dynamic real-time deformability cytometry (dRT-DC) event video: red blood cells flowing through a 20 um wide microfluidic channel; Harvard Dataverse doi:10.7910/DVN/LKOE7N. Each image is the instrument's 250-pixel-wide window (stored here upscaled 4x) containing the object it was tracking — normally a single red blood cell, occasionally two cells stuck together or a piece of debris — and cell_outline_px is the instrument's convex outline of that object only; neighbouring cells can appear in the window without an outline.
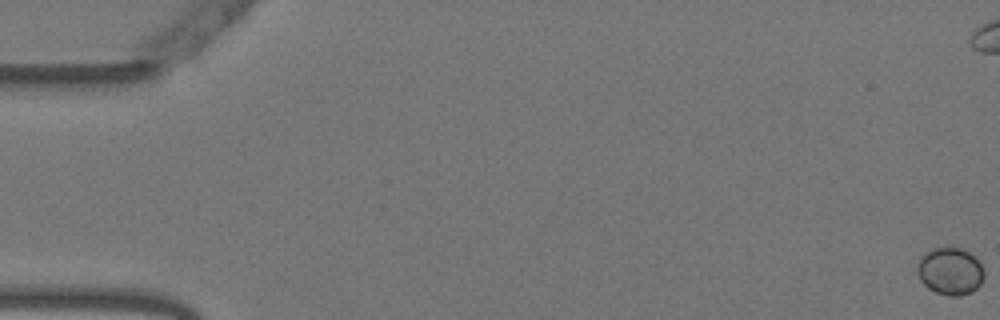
{"species": "Egyptian fruit bat (a non-hibernating species)", "species_latin": "Rousettus aegyptiacus", "temperature_condition": "warm", "stored_images_in_passage": 11, "camera_frame_rate_fps": 3000, "um_per_image_px": 0.085, "animal": {"sex": "female"}, "frame": {"image": 1, "passage_image": 1, "time_ms": 0.0, "image_size_px": [1000, 320], "cell_outline_px": [[984, 276], [980, 284], [972, 292], [960, 296], [948, 296], [936, 292], [928, 288], [920, 280], [916, 268], [916, 264], [920, 256], [924, 252], [932, 248], [960, 248], [968, 252], [984, 268]], "centroid_in_image_um": [80.73, 23.06], "position_along_channel_um": 4.3, "area_um2": 18.5}}